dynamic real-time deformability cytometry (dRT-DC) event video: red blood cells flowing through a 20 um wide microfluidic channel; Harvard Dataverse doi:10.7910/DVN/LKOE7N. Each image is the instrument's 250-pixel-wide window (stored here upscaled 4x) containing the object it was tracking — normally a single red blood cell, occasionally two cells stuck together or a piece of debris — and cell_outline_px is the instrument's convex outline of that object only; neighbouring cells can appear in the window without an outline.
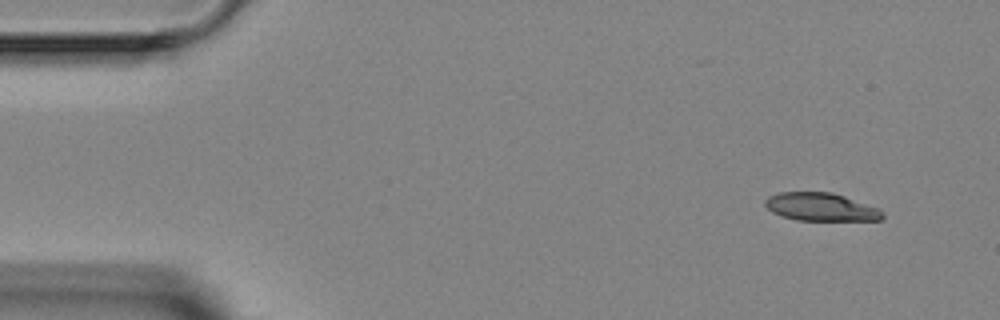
{"species": "Egyptian fruit bat (a non-hibernating species)", "species_latin": "Rousettus aegyptiacus", "temperature_condition": "room temperature", "stored_images_in_passage": 5, "camera_frame_rate_fps": 3000, "um_per_image_px": 0.085, "animal": {"sex": "female"}, "frame": {"image": 1, "passage_image": 1, "time_ms": 0.0, "image_size_px": [1000, 320], "cell_outline_px": [[884, 216], [880, 220], [796, 220], [780, 216], [772, 212], [764, 204], [764, 200], [768, 196], [780, 192], [832, 192], [880, 208], [884, 212]], "centroid_in_image_um": [69.77, 17.59], "position_along_channel_um": 15.2, "area_um2": 19.31}}
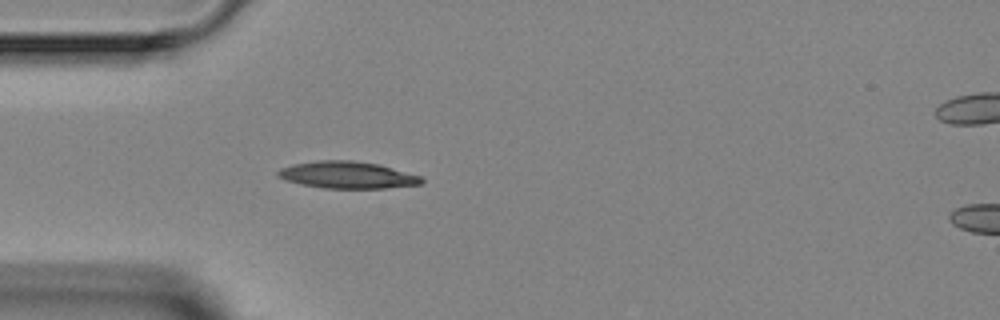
{"frame": {"image": 2, "passage_image": 4, "time_ms": 3.333, "image_size_px": [1000, 320], "cell_outline_px": [[424, 180], [420, 184], [384, 188], [324, 188], [300, 184], [284, 180], [276, 176], [276, 172], [280, 168], [292, 164], [316, 160], [352, 160], [380, 164], [420, 176]], "centroid_in_image_um": [29.46, 14.86], "position_along_channel_um": 55.5, "area_um2": 22.66}}